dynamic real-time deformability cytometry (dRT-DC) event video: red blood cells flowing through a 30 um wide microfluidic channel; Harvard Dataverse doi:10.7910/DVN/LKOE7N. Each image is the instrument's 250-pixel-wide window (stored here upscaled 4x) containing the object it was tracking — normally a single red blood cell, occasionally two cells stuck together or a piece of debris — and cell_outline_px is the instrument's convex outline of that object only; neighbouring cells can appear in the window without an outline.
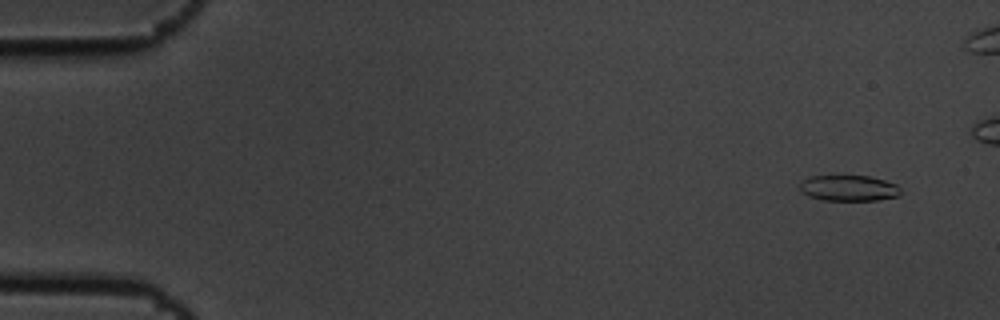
{"species": "common noctule bat (a hibernating species)", "species_latin": "Nyctalus noctula", "temperature_condition": "cold", "stored_images_in_passage": 13, "camera_frame_rate_fps": 3000, "um_per_image_px": 0.085, "animal": {"sex": "male", "body_mass_g": 19.5, "forearm_length_mm": 54.6}, "frame": {"image": 1, "passage_image": 1, "time_ms": 0.0, "image_size_px": [1000, 320], "cell_outline_px": [[900, 196], [876, 200], [824, 200], [808, 196], [800, 192], [800, 180], [808, 176], [868, 176], [884, 180], [896, 184], [900, 188]], "centroid_in_image_um": [72.1, 15.99], "position_along_channel_um": 12.9, "area_um2": 15.26}}
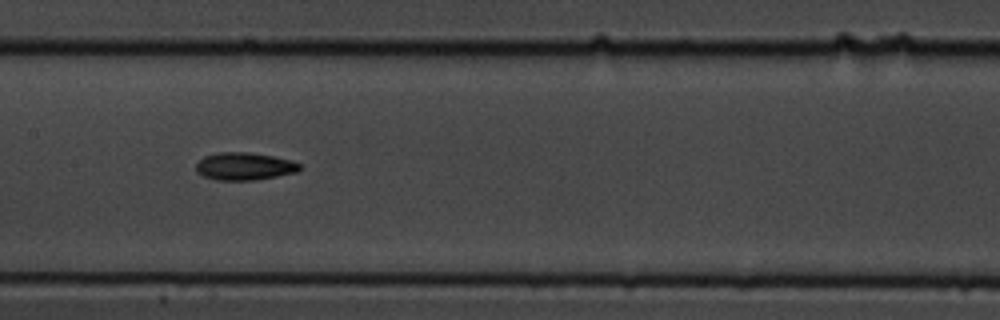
{"frame": {"image": 2, "passage_image": 7, "time_ms": 2.0, "image_size_px": [1000, 320], "cell_outline_px": [[304, 168], [296, 172], [276, 176], [252, 180], [216, 180], [204, 176], [196, 172], [196, 164], [204, 156], [216, 152], [248, 152], [272, 156], [292, 160], [304, 164]], "centroid_in_image_um": [20.81, 14.13], "position_along_channel_um": 186.6, "area_um2": 16.82}}
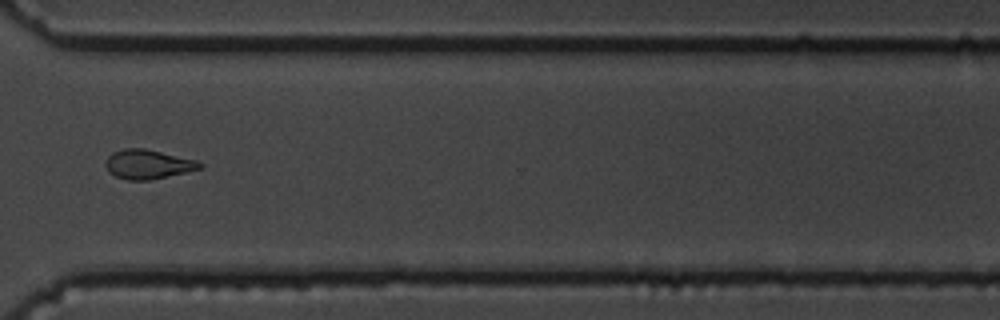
{"frame": {"image": 3, "passage_image": 11, "time_ms": 3.333, "image_size_px": [1000, 320], "cell_outline_px": [[204, 164], [200, 168], [184, 172], [148, 180], [128, 180], [116, 176], [108, 172], [104, 164], [108, 156], [112, 152], [124, 148], [144, 148], [196, 160]], "centroid_in_image_um": [12.52, 13.95], "position_along_channel_um": 358.1, "area_um2": 15.9}}